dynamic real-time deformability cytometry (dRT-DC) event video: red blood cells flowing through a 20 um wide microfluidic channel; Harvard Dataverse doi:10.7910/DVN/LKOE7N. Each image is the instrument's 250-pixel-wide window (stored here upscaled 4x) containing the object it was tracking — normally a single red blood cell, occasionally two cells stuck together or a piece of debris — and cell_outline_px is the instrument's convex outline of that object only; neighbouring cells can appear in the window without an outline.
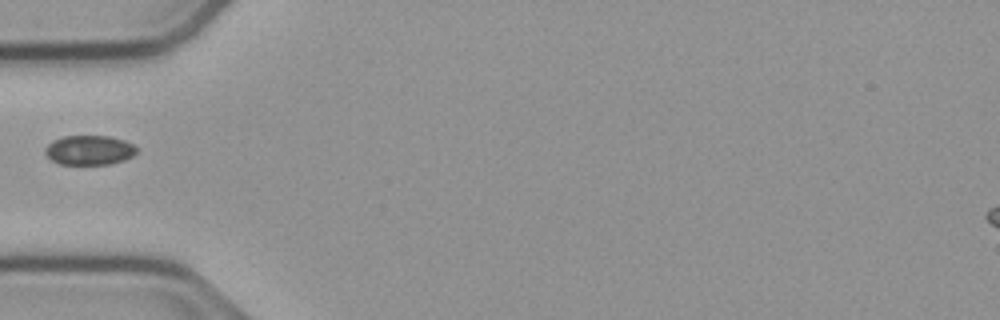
{"species": "common noctule bat (a hibernating species)", "species_latin": "Nyctalus noctula", "temperature_condition": "cold", "stored_images_in_passage": 37, "camera_frame_rate_fps": 3000, "um_per_image_px": 0.085, "animal": {"sex": "male", "body_mass_g": 23.1, "forearm_length_mm": 52.7}, "frame": {"image": 1, "passage_image": 1, "time_ms": 0.0, "image_size_px": [1000, 320], "cell_outline_px": [[136, 152], [132, 156], [124, 160], [108, 164], [60, 164], [52, 160], [44, 152], [44, 148], [52, 140], [64, 136], [108, 136], [124, 140], [132, 144], [136, 148]], "centroid_in_image_um": [7.56, 12.75], "position_along_channel_um": 77.4, "area_um2": 15.66}}
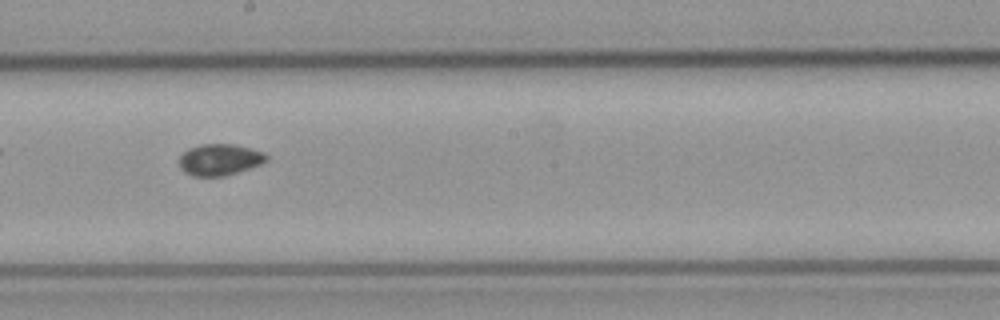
{"frame": {"image": 2, "passage_image": 13, "time_ms": 4.0, "image_size_px": [1000, 320], "cell_outline_px": [[268, 160], [260, 164], [224, 176], [192, 176], [184, 172], [180, 168], [180, 156], [188, 148], [200, 144], [232, 144], [264, 152], [268, 156]], "centroid_in_image_um": [18.65, 13.57], "position_along_channel_um": 229.6, "area_um2": 15.84}}
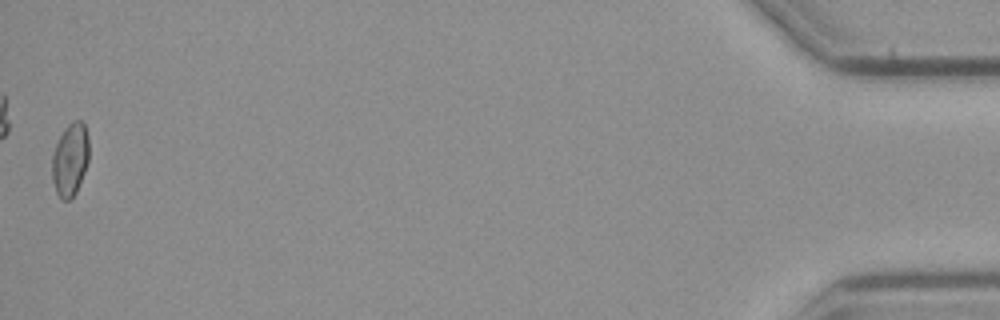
{"frame": {"image": 3, "passage_image": 37, "time_ms": 12.0, "image_size_px": [1000, 320], "cell_outline_px": [[88, 160], [84, 172], [76, 192], [68, 200], [60, 200], [56, 192], [52, 180], [52, 156], [56, 144], [64, 128], [72, 120], [80, 120], [84, 124], [88, 136]], "centroid_in_image_um": [5.95, 13.55], "position_along_channel_um": 429.3, "area_um2": 15.66}}